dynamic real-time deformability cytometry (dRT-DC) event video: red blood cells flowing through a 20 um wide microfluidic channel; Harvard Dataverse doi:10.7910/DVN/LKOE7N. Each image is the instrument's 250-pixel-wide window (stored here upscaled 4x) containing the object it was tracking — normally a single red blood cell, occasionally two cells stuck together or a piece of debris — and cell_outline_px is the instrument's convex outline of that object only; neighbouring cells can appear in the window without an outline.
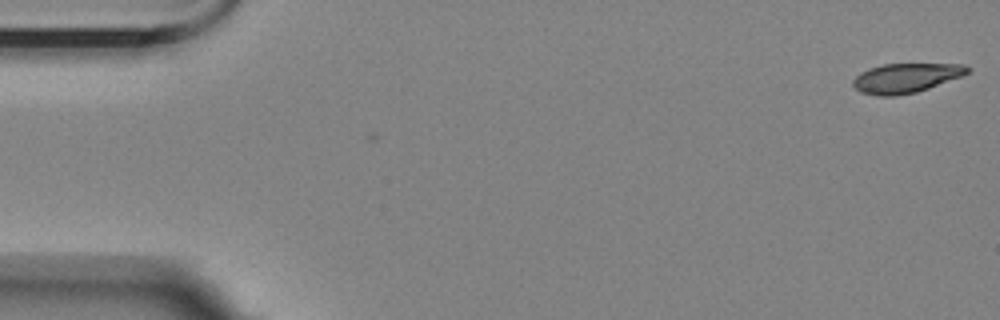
{"species": "Egyptian fruit bat (a non-hibernating species)", "species_latin": "Rousettus aegyptiacus", "temperature_condition": "room temperature", "stored_images_in_passage": 2, "camera_frame_rate_fps": 3000, "um_per_image_px": 0.085, "animal": {"sex": "female"}, "frame": {"image": 1, "passage_image": 2, "time_ms": 0.333, "image_size_px": [1000, 320], "cell_outline_px": [[972, 68], [968, 72], [960, 76], [928, 88], [916, 92], [896, 96], [876, 96], [860, 92], [852, 84], [852, 80], [860, 72], [868, 68], [884, 64], [964, 64]], "centroid_in_image_um": [76.95, 6.63], "position_along_channel_um": 8.0, "area_um2": 19.59}}